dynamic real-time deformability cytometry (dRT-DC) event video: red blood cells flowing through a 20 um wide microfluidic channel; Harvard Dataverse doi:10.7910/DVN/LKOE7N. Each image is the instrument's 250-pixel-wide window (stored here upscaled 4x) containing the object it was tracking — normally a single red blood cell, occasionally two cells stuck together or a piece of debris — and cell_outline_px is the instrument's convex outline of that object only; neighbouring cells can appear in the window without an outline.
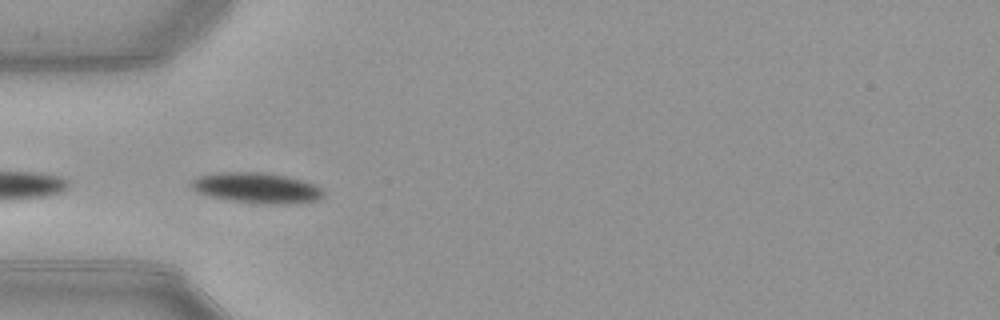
{"species": "common noctule bat (a hibernating species)", "species_latin": "Nyctalus noctula", "temperature_condition": "warm", "stored_images_in_passage": 6, "camera_frame_rate_fps": 3000, "um_per_image_px": 0.085, "animal": {"sex": "female", "body_mass_g": 21.9}, "frame": {"image": 1, "passage_image": 1, "time_ms": 0.0, "image_size_px": [1000, 320], "cell_outline_px": [[324, 196], [316, 200], [284, 204], [268, 204], [232, 200], [208, 196], [196, 192], [188, 184], [196, 176], [220, 172], [264, 172], [284, 176], [316, 184], [324, 192]], "centroid_in_image_um": [21.77, 15.96], "position_along_channel_um": 63.2, "area_um2": 23.41}}